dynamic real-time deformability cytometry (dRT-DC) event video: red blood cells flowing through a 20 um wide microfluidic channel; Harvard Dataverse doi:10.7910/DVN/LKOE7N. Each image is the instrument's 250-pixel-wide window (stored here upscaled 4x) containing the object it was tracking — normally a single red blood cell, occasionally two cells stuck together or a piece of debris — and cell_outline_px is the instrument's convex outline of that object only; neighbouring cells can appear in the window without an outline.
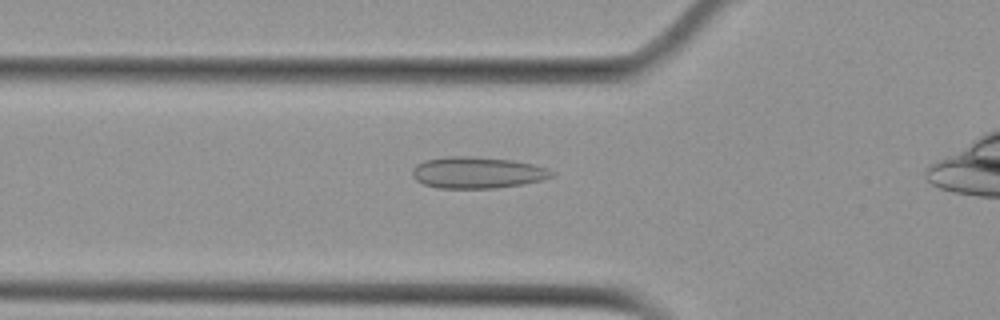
{"species": "Egyptian fruit bat (a non-hibernating species)", "species_latin": "Rousettus aegyptiacus", "temperature_condition": "cold", "stored_images_in_passage": 35, "camera_frame_rate_fps": 3000, "um_per_image_px": 0.085, "animal": {"sex": "female"}, "frame": {"image": 1, "passage_image": 9, "time_ms": 2.667, "image_size_px": [1000, 320], "cell_outline_px": [[552, 176], [540, 180], [520, 184], [496, 188], [440, 188], [424, 184], [416, 180], [412, 176], [412, 168], [416, 164], [424, 160], [444, 156], [476, 156], [512, 160], [532, 164], [548, 168], [552, 172]], "centroid_in_image_um": [40.51, 14.65], "position_along_channel_um": 85.3, "area_um2": 25.55}}
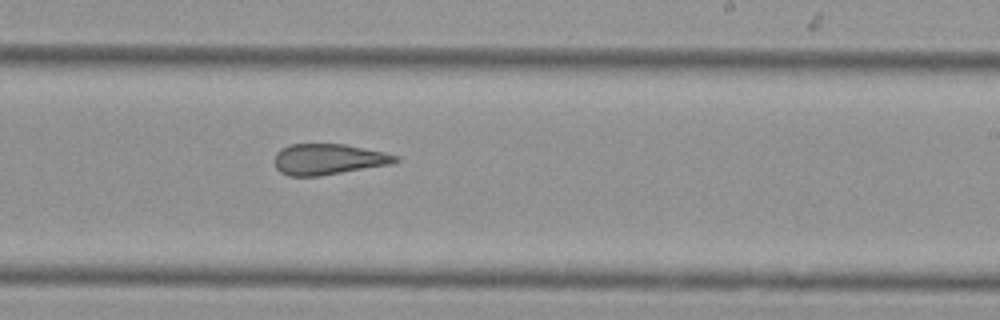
{"frame": {"image": 2, "passage_image": 23, "time_ms": 7.333, "image_size_px": [1000, 320], "cell_outline_px": [[400, 160], [392, 164], [320, 176], [288, 176], [280, 172], [276, 168], [276, 152], [280, 148], [288, 144], [344, 144], [384, 152], [400, 156]], "centroid_in_image_um": [27.92, 13.54], "position_along_channel_um": 261.1, "area_um2": 21.85}}
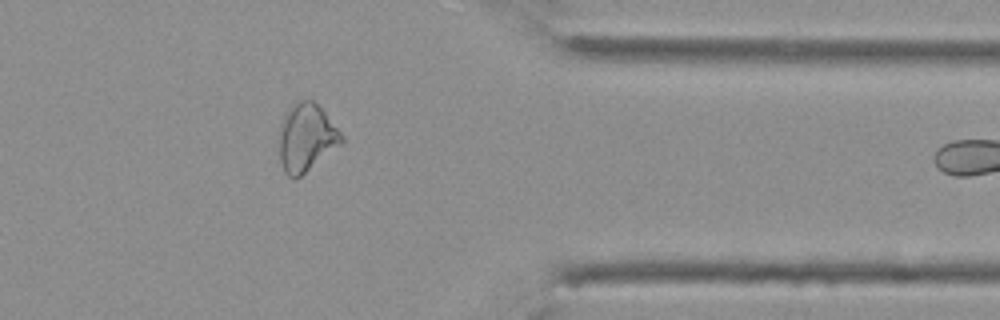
{"frame": {"image": 3, "passage_image": 34, "time_ms": 11.0, "image_size_px": [1000, 320], "cell_outline_px": [[344, 140], [340, 144], [296, 180], [288, 176], [284, 172], [280, 160], [280, 124], [284, 112], [292, 104], [300, 100], [312, 100], [324, 112], [344, 136]], "centroid_in_image_um": [26.01, 11.7], "position_along_channel_um": 385.4, "area_um2": 24.39}}